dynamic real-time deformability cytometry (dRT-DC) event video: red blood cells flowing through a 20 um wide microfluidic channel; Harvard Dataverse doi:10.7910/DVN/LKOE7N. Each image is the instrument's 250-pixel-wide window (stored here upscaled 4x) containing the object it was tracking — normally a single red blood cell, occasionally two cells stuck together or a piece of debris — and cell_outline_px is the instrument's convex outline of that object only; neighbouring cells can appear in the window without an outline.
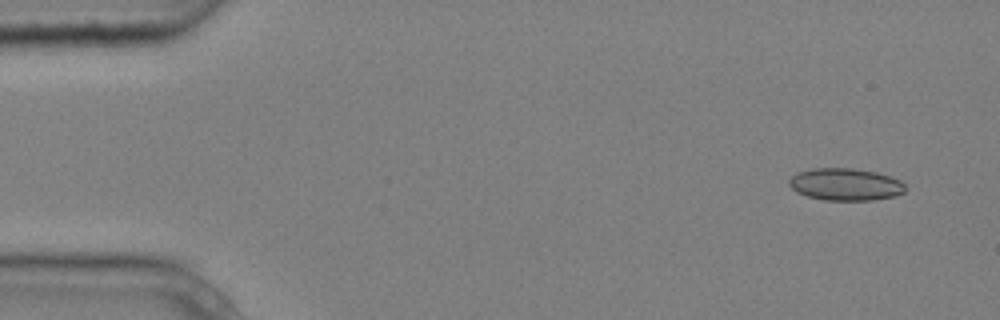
{"species": "common noctule bat (a hibernating species)", "species_latin": "Nyctalus noctula", "temperature_condition": "cold", "stored_images_in_passage": 7, "camera_frame_rate_fps": 3000, "um_per_image_px": 0.085, "animal": {"sex": "male", "body_mass_g": 20.4}, "frame": {"image": 1, "passage_image": 2, "time_ms": 0.333, "image_size_px": [1000, 320], "cell_outline_px": [[908, 188], [904, 192], [896, 196], [872, 200], [824, 200], [808, 196], [796, 192], [788, 184], [788, 180], [796, 172], [812, 168], [852, 168], [876, 172], [900, 180]], "centroid_in_image_um": [71.86, 15.67], "position_along_channel_um": 13.1, "area_um2": 21.96}}
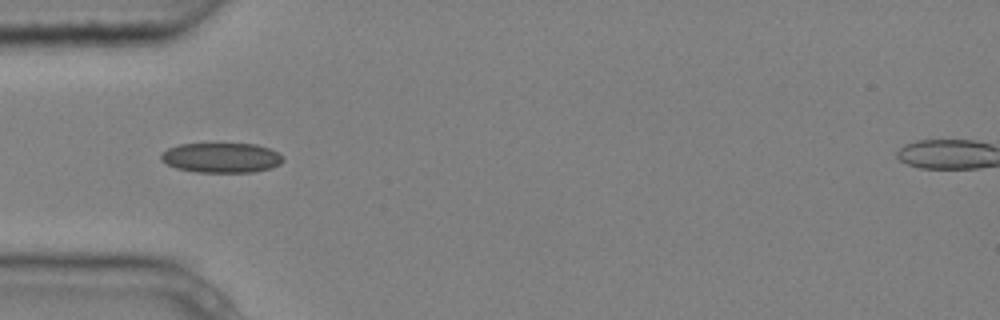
{"frame": {"image": 2, "passage_image": 5, "time_ms": 1.333, "image_size_px": [1000, 320], "cell_outline_px": [[284, 160], [280, 164], [272, 168], [252, 172], [196, 172], [176, 168], [160, 160], [160, 156], [168, 148], [180, 144], [256, 144], [280, 152], [284, 156]], "centroid_in_image_um": [18.86, 13.41], "position_along_channel_um": 66.1, "area_um2": 21.33}}
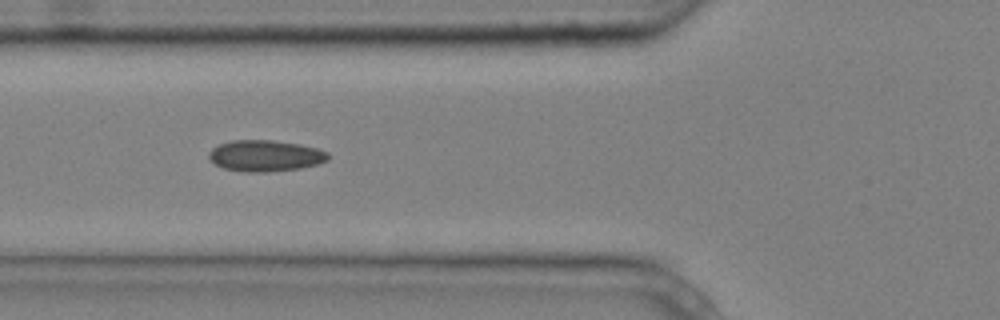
{"frame": {"image": 3, "passage_image": 6, "time_ms": 1.667, "image_size_px": [1000, 320], "cell_outline_px": [[328, 160], [316, 164], [300, 168], [264, 172], [240, 172], [224, 168], [216, 164], [208, 156], [208, 152], [212, 148], [220, 144], [232, 140], [272, 140], [300, 144], [316, 148], [328, 152]], "centroid_in_image_um": [22.53, 13.24], "position_along_channel_um": 103.3, "area_um2": 21.62}}